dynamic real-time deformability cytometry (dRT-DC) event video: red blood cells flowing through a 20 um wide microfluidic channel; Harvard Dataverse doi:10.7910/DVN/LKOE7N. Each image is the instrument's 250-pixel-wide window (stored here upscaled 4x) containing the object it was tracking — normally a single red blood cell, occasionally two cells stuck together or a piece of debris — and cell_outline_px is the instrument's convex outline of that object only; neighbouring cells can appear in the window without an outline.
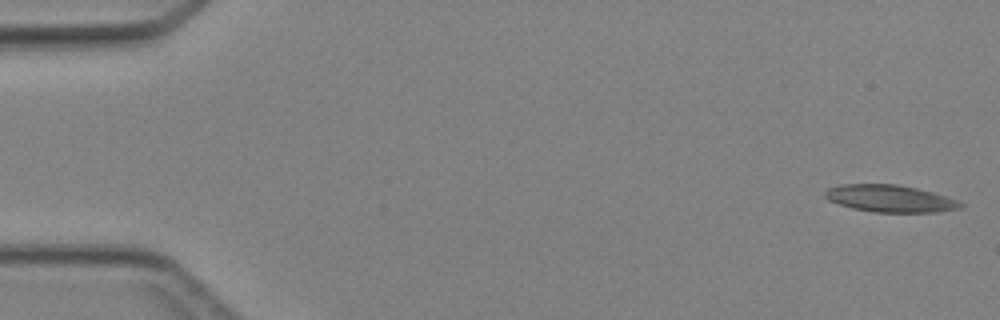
{"species": "Egyptian fruit bat (a non-hibernating species)", "species_latin": "Rousettus aegyptiacus", "temperature_condition": "cold", "stored_images_in_passage": 18, "camera_frame_rate_fps": 3000, "um_per_image_px": 0.085, "animal": {"sex": "female"}, "frame": {"image": 1, "passage_image": 1, "time_ms": 0.0, "image_size_px": [1000, 320], "cell_outline_px": [[964, 204], [960, 208], [936, 212], [872, 212], [852, 208], [828, 200], [824, 196], [824, 192], [828, 188], [840, 184], [896, 184], [916, 188], [948, 196]], "centroid_in_image_um": [75.63, 16.87], "position_along_channel_um": 9.4, "area_um2": 21.39}}
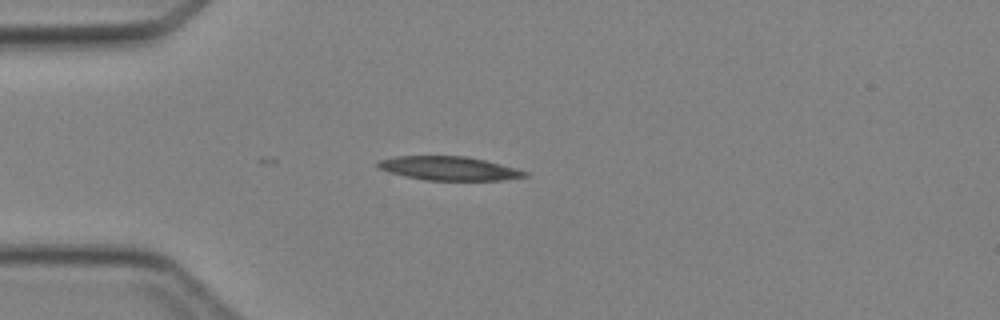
{"frame": {"image": 2, "passage_image": 12, "time_ms": 3.667, "image_size_px": [1000, 320], "cell_outline_px": [[528, 176], [504, 180], [424, 180], [388, 172], [376, 168], [376, 160], [396, 156], [468, 156], [516, 168], [528, 172]], "centroid_in_image_um": [38.12, 14.31], "position_along_channel_um": 46.9, "area_um2": 20.52}}
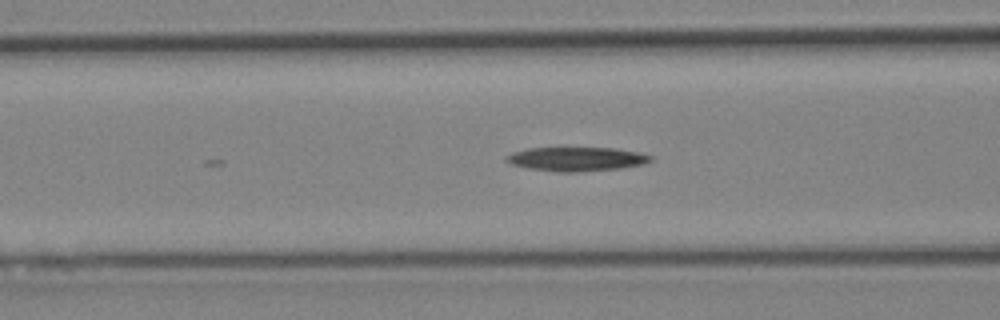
{"frame": {"image": 3, "passage_image": 18, "time_ms": 5.667, "image_size_px": [1000, 320], "cell_outline_px": [[652, 160], [644, 164], [620, 168], [576, 172], [556, 172], [528, 168], [512, 164], [504, 160], [504, 156], [512, 152], [528, 148], [616, 148], [640, 152], [652, 156]], "centroid_in_image_um": [48.99, 13.51], "position_along_channel_um": 117.6, "area_um2": 20.29}}